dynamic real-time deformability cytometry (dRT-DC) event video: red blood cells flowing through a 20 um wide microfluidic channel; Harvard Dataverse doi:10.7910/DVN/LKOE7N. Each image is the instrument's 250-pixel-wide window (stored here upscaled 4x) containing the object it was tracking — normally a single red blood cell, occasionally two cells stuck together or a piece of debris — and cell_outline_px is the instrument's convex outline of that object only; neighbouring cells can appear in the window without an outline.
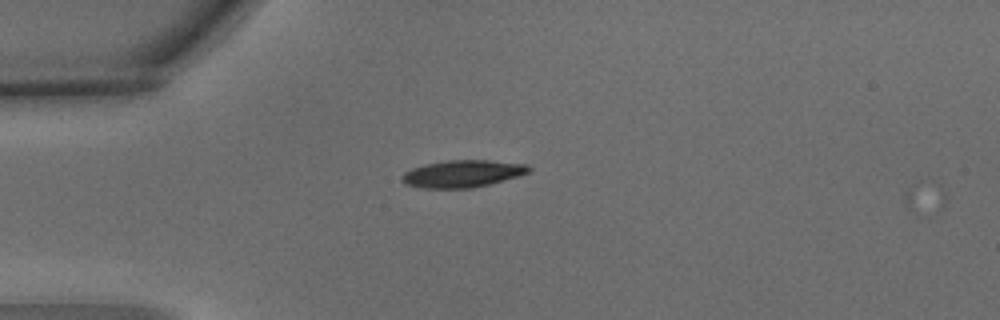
{"species": "common noctule bat (a hibernating species)", "species_latin": "Nyctalus noctula", "temperature_condition": "warm", "stored_images_in_passage": 6, "camera_frame_rate_fps": 3000, "um_per_image_px": 0.085, "animal": {"sex": "male", "body_mass_g": 15.6}, "frame": {"image": 1, "passage_image": 6, "time_ms": 1.667, "image_size_px": [1000, 320], "cell_outline_px": [[532, 168], [528, 172], [520, 176], [472, 188], [424, 188], [404, 184], [400, 180], [404, 172], [412, 168], [424, 164], [448, 160], [488, 160], [528, 164]], "centroid_in_image_um": [39.31, 14.76], "position_along_channel_um": 45.7, "area_um2": 20.17}}